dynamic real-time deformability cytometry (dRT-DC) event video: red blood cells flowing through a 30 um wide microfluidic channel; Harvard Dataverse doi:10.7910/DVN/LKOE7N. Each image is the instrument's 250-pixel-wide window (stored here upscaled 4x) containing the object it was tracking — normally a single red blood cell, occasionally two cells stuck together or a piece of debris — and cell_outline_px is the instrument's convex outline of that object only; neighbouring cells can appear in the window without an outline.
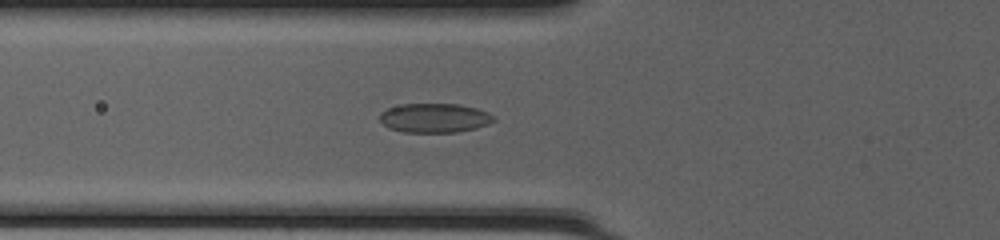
{"species": "common noctule bat (a hibernating species)", "species_latin": "Nyctalus noctula", "temperature_condition": "cold", "stored_images_in_passage": 50, "camera_frame_rate_fps": 3000, "um_per_image_px": 0.085, "animal": {"sex": "female", "body_mass_g": 20.0, "forearm_length_mm": 54.0}, "frame": {"image": 1, "passage_image": 20, "time_ms": 6.333, "image_size_px": [1000, 240], "cell_outline_px": [[496, 120], [488, 124], [476, 128], [456, 132], [404, 132], [388, 128], [380, 120], [380, 112], [388, 108], [404, 104], [460, 104], [476, 108], [488, 112], [496, 116]], "centroid_in_image_um": [36.96, 10.02], "position_along_channel_um": 88.8, "area_um2": 19.48}}
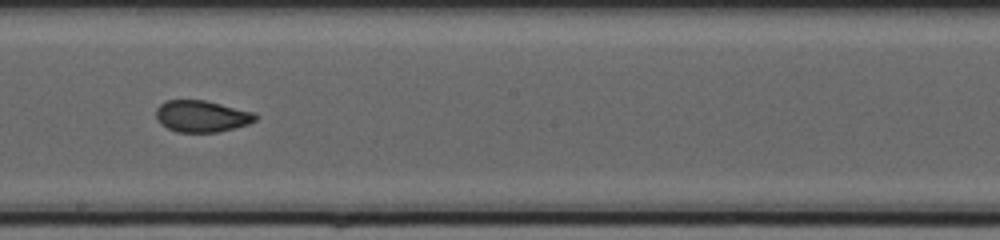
{"frame": {"image": 2, "passage_image": 30, "time_ms": 9.667, "image_size_px": [1000, 240], "cell_outline_px": [[260, 116], [256, 120], [248, 124], [216, 132], [176, 132], [160, 124], [156, 116], [156, 108], [164, 100], [204, 100], [256, 112]], "centroid_in_image_um": [17.16, 9.87], "position_along_channel_um": 231.0, "area_um2": 18.44}}
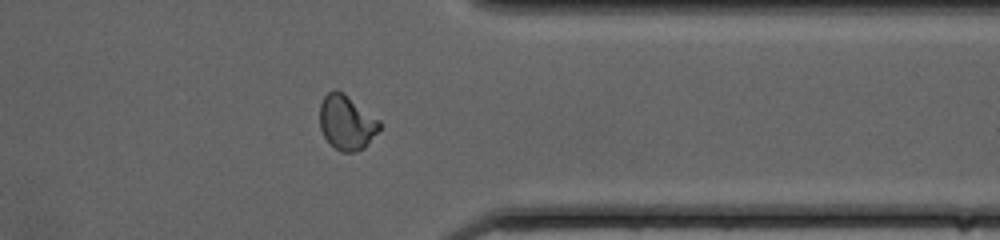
{"frame": {"image": 3, "passage_image": 41, "time_ms": 13.333, "image_size_px": [1000, 240], "cell_outline_px": [[380, 128], [364, 148], [352, 152], [340, 152], [324, 136], [320, 128], [320, 104], [324, 96], [332, 88], [336, 88], [344, 92], [380, 120]], "centroid_in_image_um": [29.45, 10.37], "position_along_channel_um": 381.9, "area_um2": 19.07}, "authors_computed_cell_mechanics": {"area_um2": 18.9584, "velocity_mm_per_s": 4.2434, "shape_relaxation_time_tau1_ms": 6.754, "shape_relaxation_time_tau2_ms": 0.9304, "deformation_change_tau1": 0.1633, "deformation_change_tau2": 0.0545}}